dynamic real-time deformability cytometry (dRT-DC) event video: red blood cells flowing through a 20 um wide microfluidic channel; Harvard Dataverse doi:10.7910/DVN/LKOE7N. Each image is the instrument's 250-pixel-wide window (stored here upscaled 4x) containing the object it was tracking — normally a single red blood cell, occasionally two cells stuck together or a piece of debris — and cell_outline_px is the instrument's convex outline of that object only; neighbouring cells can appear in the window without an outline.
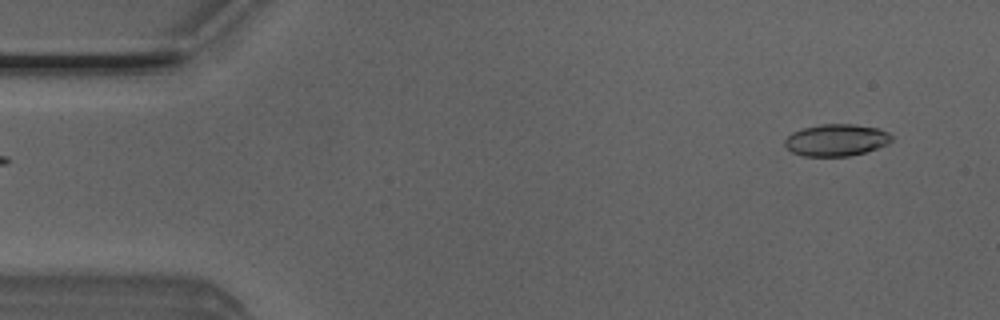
{"species": "Egyptian fruit bat (a non-hibernating species)", "species_latin": "Rousettus aegyptiacus", "temperature_condition": "room temperature", "stored_images_in_passage": 7, "camera_frame_rate_fps": 3000, "um_per_image_px": 0.085, "animal": {"sex": "male"}, "frame": {"image": 1, "passage_image": 1, "time_ms": 0.0, "image_size_px": [1000, 320], "cell_outline_px": [[892, 140], [888, 144], [864, 152], [848, 156], [804, 156], [792, 152], [784, 144], [784, 140], [792, 132], [804, 128], [820, 124], [856, 124], [876, 128], [888, 132], [892, 136]], "centroid_in_image_um": [71.08, 11.9], "position_along_channel_um": 13.9, "area_um2": 19.77}}